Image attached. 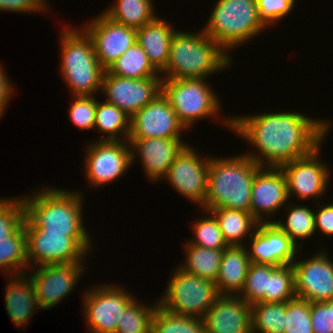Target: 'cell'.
Listing matches in <instances>:
<instances>
[{"instance_id": "13", "label": "cell", "mask_w": 333, "mask_h": 333, "mask_svg": "<svg viewBox=\"0 0 333 333\" xmlns=\"http://www.w3.org/2000/svg\"><path fill=\"white\" fill-rule=\"evenodd\" d=\"M292 266L296 298L310 303L333 301V261L325 250L295 260Z\"/></svg>"}, {"instance_id": "16", "label": "cell", "mask_w": 333, "mask_h": 333, "mask_svg": "<svg viewBox=\"0 0 333 333\" xmlns=\"http://www.w3.org/2000/svg\"><path fill=\"white\" fill-rule=\"evenodd\" d=\"M321 147L320 145L311 154L280 167L287 181L289 198L294 195L302 200H309L322 197L326 193L330 170L327 164L320 160Z\"/></svg>"}, {"instance_id": "31", "label": "cell", "mask_w": 333, "mask_h": 333, "mask_svg": "<svg viewBox=\"0 0 333 333\" xmlns=\"http://www.w3.org/2000/svg\"><path fill=\"white\" fill-rule=\"evenodd\" d=\"M27 268L29 269L27 237L23 223L13 235L0 241V269L10 277L12 274H24Z\"/></svg>"}, {"instance_id": "4", "label": "cell", "mask_w": 333, "mask_h": 333, "mask_svg": "<svg viewBox=\"0 0 333 333\" xmlns=\"http://www.w3.org/2000/svg\"><path fill=\"white\" fill-rule=\"evenodd\" d=\"M232 57L203 32L175 31L162 79H206L228 69ZM166 74V75H165ZM165 76V77H164Z\"/></svg>"}, {"instance_id": "36", "label": "cell", "mask_w": 333, "mask_h": 333, "mask_svg": "<svg viewBox=\"0 0 333 333\" xmlns=\"http://www.w3.org/2000/svg\"><path fill=\"white\" fill-rule=\"evenodd\" d=\"M151 306V307H150ZM141 305L136 298L126 307L115 333H151L154 311L152 306Z\"/></svg>"}, {"instance_id": "38", "label": "cell", "mask_w": 333, "mask_h": 333, "mask_svg": "<svg viewBox=\"0 0 333 333\" xmlns=\"http://www.w3.org/2000/svg\"><path fill=\"white\" fill-rule=\"evenodd\" d=\"M203 211H206L205 214L209 216H206V218L202 219L200 218L193 222L194 224L192 225L191 230L194 233V239L190 241L188 240L187 242L203 248L225 249L226 247H228V245L224 240L217 220L210 211Z\"/></svg>"}, {"instance_id": "18", "label": "cell", "mask_w": 333, "mask_h": 333, "mask_svg": "<svg viewBox=\"0 0 333 333\" xmlns=\"http://www.w3.org/2000/svg\"><path fill=\"white\" fill-rule=\"evenodd\" d=\"M186 129L168 99L161 93L130 119L128 140L146 138H182Z\"/></svg>"}, {"instance_id": "30", "label": "cell", "mask_w": 333, "mask_h": 333, "mask_svg": "<svg viewBox=\"0 0 333 333\" xmlns=\"http://www.w3.org/2000/svg\"><path fill=\"white\" fill-rule=\"evenodd\" d=\"M107 71L111 75L130 79L161 77L137 42L124 52Z\"/></svg>"}, {"instance_id": "27", "label": "cell", "mask_w": 333, "mask_h": 333, "mask_svg": "<svg viewBox=\"0 0 333 333\" xmlns=\"http://www.w3.org/2000/svg\"><path fill=\"white\" fill-rule=\"evenodd\" d=\"M130 119L131 117L117 106L96 100L94 129L97 127L99 133L107 135L102 136L99 141H128Z\"/></svg>"}, {"instance_id": "35", "label": "cell", "mask_w": 333, "mask_h": 333, "mask_svg": "<svg viewBox=\"0 0 333 333\" xmlns=\"http://www.w3.org/2000/svg\"><path fill=\"white\" fill-rule=\"evenodd\" d=\"M278 266L250 263L244 286L238 295L248 304L266 303L269 276Z\"/></svg>"}, {"instance_id": "40", "label": "cell", "mask_w": 333, "mask_h": 333, "mask_svg": "<svg viewBox=\"0 0 333 333\" xmlns=\"http://www.w3.org/2000/svg\"><path fill=\"white\" fill-rule=\"evenodd\" d=\"M284 333H313L310 302L295 298L285 302Z\"/></svg>"}, {"instance_id": "22", "label": "cell", "mask_w": 333, "mask_h": 333, "mask_svg": "<svg viewBox=\"0 0 333 333\" xmlns=\"http://www.w3.org/2000/svg\"><path fill=\"white\" fill-rule=\"evenodd\" d=\"M207 333H252L251 305L235 295H220L203 318Z\"/></svg>"}, {"instance_id": "9", "label": "cell", "mask_w": 333, "mask_h": 333, "mask_svg": "<svg viewBox=\"0 0 333 333\" xmlns=\"http://www.w3.org/2000/svg\"><path fill=\"white\" fill-rule=\"evenodd\" d=\"M25 233L29 269L30 265L36 268L49 264L86 262L85 256L92 249L91 237H68L66 233H46V230H25Z\"/></svg>"}, {"instance_id": "21", "label": "cell", "mask_w": 333, "mask_h": 333, "mask_svg": "<svg viewBox=\"0 0 333 333\" xmlns=\"http://www.w3.org/2000/svg\"><path fill=\"white\" fill-rule=\"evenodd\" d=\"M128 142L131 147L132 164L138 156L144 173L152 182L162 180L171 164L188 145L181 138H146Z\"/></svg>"}, {"instance_id": "39", "label": "cell", "mask_w": 333, "mask_h": 333, "mask_svg": "<svg viewBox=\"0 0 333 333\" xmlns=\"http://www.w3.org/2000/svg\"><path fill=\"white\" fill-rule=\"evenodd\" d=\"M25 206L23 197L0 198V241L13 235L24 223Z\"/></svg>"}, {"instance_id": "15", "label": "cell", "mask_w": 333, "mask_h": 333, "mask_svg": "<svg viewBox=\"0 0 333 333\" xmlns=\"http://www.w3.org/2000/svg\"><path fill=\"white\" fill-rule=\"evenodd\" d=\"M189 144L177 156L163 179L179 194L202 207L207 195L208 167L210 157L197 155Z\"/></svg>"}, {"instance_id": "24", "label": "cell", "mask_w": 333, "mask_h": 333, "mask_svg": "<svg viewBox=\"0 0 333 333\" xmlns=\"http://www.w3.org/2000/svg\"><path fill=\"white\" fill-rule=\"evenodd\" d=\"M5 289V306L12 322L25 327L35 310H39L36 293L26 273L10 276Z\"/></svg>"}, {"instance_id": "41", "label": "cell", "mask_w": 333, "mask_h": 333, "mask_svg": "<svg viewBox=\"0 0 333 333\" xmlns=\"http://www.w3.org/2000/svg\"><path fill=\"white\" fill-rule=\"evenodd\" d=\"M69 106V118L81 130L94 128L96 99L95 96H73Z\"/></svg>"}, {"instance_id": "29", "label": "cell", "mask_w": 333, "mask_h": 333, "mask_svg": "<svg viewBox=\"0 0 333 333\" xmlns=\"http://www.w3.org/2000/svg\"><path fill=\"white\" fill-rule=\"evenodd\" d=\"M186 258L180 268L185 272L216 282L224 249H209L186 242Z\"/></svg>"}, {"instance_id": "6", "label": "cell", "mask_w": 333, "mask_h": 333, "mask_svg": "<svg viewBox=\"0 0 333 333\" xmlns=\"http://www.w3.org/2000/svg\"><path fill=\"white\" fill-rule=\"evenodd\" d=\"M216 3L203 32L226 53L268 29L260 19L257 0H218Z\"/></svg>"}, {"instance_id": "44", "label": "cell", "mask_w": 333, "mask_h": 333, "mask_svg": "<svg viewBox=\"0 0 333 333\" xmlns=\"http://www.w3.org/2000/svg\"><path fill=\"white\" fill-rule=\"evenodd\" d=\"M49 6L46 0H0V11L9 12H42Z\"/></svg>"}, {"instance_id": "5", "label": "cell", "mask_w": 333, "mask_h": 333, "mask_svg": "<svg viewBox=\"0 0 333 333\" xmlns=\"http://www.w3.org/2000/svg\"><path fill=\"white\" fill-rule=\"evenodd\" d=\"M60 73L74 96H93L101 91L105 69L98 62L92 39L81 28L60 32Z\"/></svg>"}, {"instance_id": "46", "label": "cell", "mask_w": 333, "mask_h": 333, "mask_svg": "<svg viewBox=\"0 0 333 333\" xmlns=\"http://www.w3.org/2000/svg\"><path fill=\"white\" fill-rule=\"evenodd\" d=\"M10 79L7 77L5 70L2 69L0 64V119L4 114L9 102L10 98H12L13 92L15 91L13 88V84H10Z\"/></svg>"}, {"instance_id": "17", "label": "cell", "mask_w": 333, "mask_h": 333, "mask_svg": "<svg viewBox=\"0 0 333 333\" xmlns=\"http://www.w3.org/2000/svg\"><path fill=\"white\" fill-rule=\"evenodd\" d=\"M81 28L92 39L98 62L105 70L137 42L136 29L111 20L103 12Z\"/></svg>"}, {"instance_id": "3", "label": "cell", "mask_w": 333, "mask_h": 333, "mask_svg": "<svg viewBox=\"0 0 333 333\" xmlns=\"http://www.w3.org/2000/svg\"><path fill=\"white\" fill-rule=\"evenodd\" d=\"M261 168L245 152L226 158L209 159L204 210L228 208L250 212L252 183Z\"/></svg>"}, {"instance_id": "14", "label": "cell", "mask_w": 333, "mask_h": 333, "mask_svg": "<svg viewBox=\"0 0 333 333\" xmlns=\"http://www.w3.org/2000/svg\"><path fill=\"white\" fill-rule=\"evenodd\" d=\"M85 262L49 264L36 267L29 278L32 281L39 308L48 310L55 307L77 286L85 271ZM85 266V267H84Z\"/></svg>"}, {"instance_id": "10", "label": "cell", "mask_w": 333, "mask_h": 333, "mask_svg": "<svg viewBox=\"0 0 333 333\" xmlns=\"http://www.w3.org/2000/svg\"><path fill=\"white\" fill-rule=\"evenodd\" d=\"M84 293L85 323L91 333H115L126 307L135 299L118 285H101Z\"/></svg>"}, {"instance_id": "1", "label": "cell", "mask_w": 333, "mask_h": 333, "mask_svg": "<svg viewBox=\"0 0 333 333\" xmlns=\"http://www.w3.org/2000/svg\"><path fill=\"white\" fill-rule=\"evenodd\" d=\"M223 122L244 137L257 152L246 155L261 167L280 168L311 154L329 131V121L307 117L298 112H267L228 117ZM255 153V154H254Z\"/></svg>"}, {"instance_id": "43", "label": "cell", "mask_w": 333, "mask_h": 333, "mask_svg": "<svg viewBox=\"0 0 333 333\" xmlns=\"http://www.w3.org/2000/svg\"><path fill=\"white\" fill-rule=\"evenodd\" d=\"M313 333H333V301L310 303Z\"/></svg>"}, {"instance_id": "26", "label": "cell", "mask_w": 333, "mask_h": 333, "mask_svg": "<svg viewBox=\"0 0 333 333\" xmlns=\"http://www.w3.org/2000/svg\"><path fill=\"white\" fill-rule=\"evenodd\" d=\"M208 211L217 220L228 246H245L242 243L243 238L245 239L246 236L250 238L259 223L250 212L242 210L217 208Z\"/></svg>"}, {"instance_id": "37", "label": "cell", "mask_w": 333, "mask_h": 333, "mask_svg": "<svg viewBox=\"0 0 333 333\" xmlns=\"http://www.w3.org/2000/svg\"><path fill=\"white\" fill-rule=\"evenodd\" d=\"M295 298V272L292 264L278 266L269 276L266 303H284Z\"/></svg>"}, {"instance_id": "20", "label": "cell", "mask_w": 333, "mask_h": 333, "mask_svg": "<svg viewBox=\"0 0 333 333\" xmlns=\"http://www.w3.org/2000/svg\"><path fill=\"white\" fill-rule=\"evenodd\" d=\"M288 200L287 181L281 168L261 167L252 183L250 213L253 217L259 223L272 222L268 215L272 217L286 207Z\"/></svg>"}, {"instance_id": "28", "label": "cell", "mask_w": 333, "mask_h": 333, "mask_svg": "<svg viewBox=\"0 0 333 333\" xmlns=\"http://www.w3.org/2000/svg\"><path fill=\"white\" fill-rule=\"evenodd\" d=\"M152 3V0H117L103 13L111 20L137 30L158 17Z\"/></svg>"}, {"instance_id": "11", "label": "cell", "mask_w": 333, "mask_h": 333, "mask_svg": "<svg viewBox=\"0 0 333 333\" xmlns=\"http://www.w3.org/2000/svg\"><path fill=\"white\" fill-rule=\"evenodd\" d=\"M85 154L86 180L95 188L114 182L131 167L132 155L128 141H93Z\"/></svg>"}, {"instance_id": "32", "label": "cell", "mask_w": 333, "mask_h": 333, "mask_svg": "<svg viewBox=\"0 0 333 333\" xmlns=\"http://www.w3.org/2000/svg\"><path fill=\"white\" fill-rule=\"evenodd\" d=\"M290 203V204H289ZM285 210L288 212L285 223L281 220L274 222L297 245L298 239H308L316 232L315 214L307 206L293 205L290 202ZM289 208V209H288Z\"/></svg>"}, {"instance_id": "7", "label": "cell", "mask_w": 333, "mask_h": 333, "mask_svg": "<svg viewBox=\"0 0 333 333\" xmlns=\"http://www.w3.org/2000/svg\"><path fill=\"white\" fill-rule=\"evenodd\" d=\"M207 81L199 78L162 79V94L186 129L198 119L217 117L221 111L218 95Z\"/></svg>"}, {"instance_id": "34", "label": "cell", "mask_w": 333, "mask_h": 333, "mask_svg": "<svg viewBox=\"0 0 333 333\" xmlns=\"http://www.w3.org/2000/svg\"><path fill=\"white\" fill-rule=\"evenodd\" d=\"M285 302H257L251 305L252 333H284ZM257 331V332H256Z\"/></svg>"}, {"instance_id": "23", "label": "cell", "mask_w": 333, "mask_h": 333, "mask_svg": "<svg viewBox=\"0 0 333 333\" xmlns=\"http://www.w3.org/2000/svg\"><path fill=\"white\" fill-rule=\"evenodd\" d=\"M175 29L157 17L152 22L136 30L137 43L142 47L151 65L161 73L169 60L170 42Z\"/></svg>"}, {"instance_id": "19", "label": "cell", "mask_w": 333, "mask_h": 333, "mask_svg": "<svg viewBox=\"0 0 333 333\" xmlns=\"http://www.w3.org/2000/svg\"><path fill=\"white\" fill-rule=\"evenodd\" d=\"M249 240L251 250H246L252 263L284 266L299 259L300 243L297 249V245L274 222L258 223Z\"/></svg>"}, {"instance_id": "25", "label": "cell", "mask_w": 333, "mask_h": 333, "mask_svg": "<svg viewBox=\"0 0 333 333\" xmlns=\"http://www.w3.org/2000/svg\"><path fill=\"white\" fill-rule=\"evenodd\" d=\"M250 263L245 246H228L224 249L215 282L219 295L240 294Z\"/></svg>"}, {"instance_id": "45", "label": "cell", "mask_w": 333, "mask_h": 333, "mask_svg": "<svg viewBox=\"0 0 333 333\" xmlns=\"http://www.w3.org/2000/svg\"><path fill=\"white\" fill-rule=\"evenodd\" d=\"M319 207L314 211L315 228L325 236H333V203Z\"/></svg>"}, {"instance_id": "12", "label": "cell", "mask_w": 333, "mask_h": 333, "mask_svg": "<svg viewBox=\"0 0 333 333\" xmlns=\"http://www.w3.org/2000/svg\"><path fill=\"white\" fill-rule=\"evenodd\" d=\"M101 91L105 94V101L132 117L162 93V78L130 79L111 75L106 70Z\"/></svg>"}, {"instance_id": "8", "label": "cell", "mask_w": 333, "mask_h": 333, "mask_svg": "<svg viewBox=\"0 0 333 333\" xmlns=\"http://www.w3.org/2000/svg\"><path fill=\"white\" fill-rule=\"evenodd\" d=\"M158 305L167 311L203 319L220 296L214 281L185 272L178 265Z\"/></svg>"}, {"instance_id": "42", "label": "cell", "mask_w": 333, "mask_h": 333, "mask_svg": "<svg viewBox=\"0 0 333 333\" xmlns=\"http://www.w3.org/2000/svg\"><path fill=\"white\" fill-rule=\"evenodd\" d=\"M294 4L295 0H257L260 19L267 27L286 17L293 10Z\"/></svg>"}, {"instance_id": "33", "label": "cell", "mask_w": 333, "mask_h": 333, "mask_svg": "<svg viewBox=\"0 0 333 333\" xmlns=\"http://www.w3.org/2000/svg\"><path fill=\"white\" fill-rule=\"evenodd\" d=\"M151 333H207L203 319L173 314L157 306Z\"/></svg>"}, {"instance_id": "2", "label": "cell", "mask_w": 333, "mask_h": 333, "mask_svg": "<svg viewBox=\"0 0 333 333\" xmlns=\"http://www.w3.org/2000/svg\"><path fill=\"white\" fill-rule=\"evenodd\" d=\"M83 196V192L56 187H44L29 197L23 196L24 229L66 233L68 237H90L83 225Z\"/></svg>"}]
</instances>
